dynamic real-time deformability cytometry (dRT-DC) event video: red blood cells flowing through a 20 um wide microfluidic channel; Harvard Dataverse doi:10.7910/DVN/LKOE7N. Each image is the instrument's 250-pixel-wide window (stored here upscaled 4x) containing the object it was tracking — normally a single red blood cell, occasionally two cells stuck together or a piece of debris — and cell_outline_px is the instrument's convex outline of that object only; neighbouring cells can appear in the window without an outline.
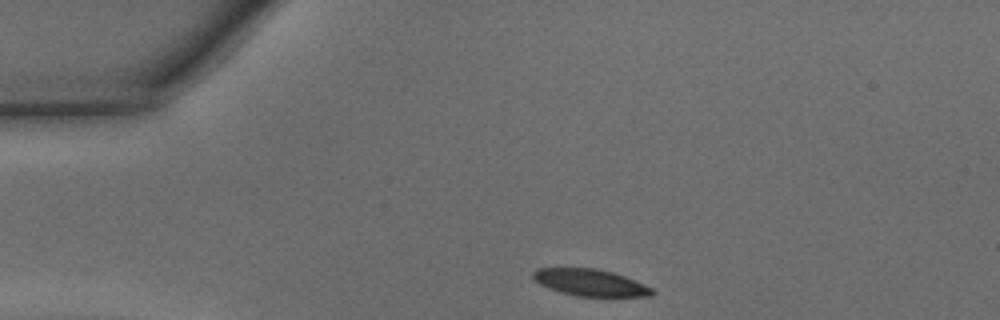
{"species": "common noctule bat (a hibernating species)", "species_latin": "Nyctalus noctula", "temperature_condition": "warm", "stored_images_in_passage": 28, "camera_frame_rate_fps": 3000, "um_per_image_px": 0.085, "animal": {"sex": "male", "body_mass_g": 15.6}, "frame": {"image": 1, "passage_image": 1, "time_ms": 0.0, "image_size_px": [1000, 320], "cell_outline_px": [[656, 292], [652, 296], [576, 296], [560, 292], [548, 288], [540, 284], [532, 276], [532, 272], [536, 268], [596, 268], [612, 272], [624, 276], [652, 288]], "centroid_in_image_um": [50.15, 24.02], "position_along_channel_um": 34.8, "area_um2": 18.5}}
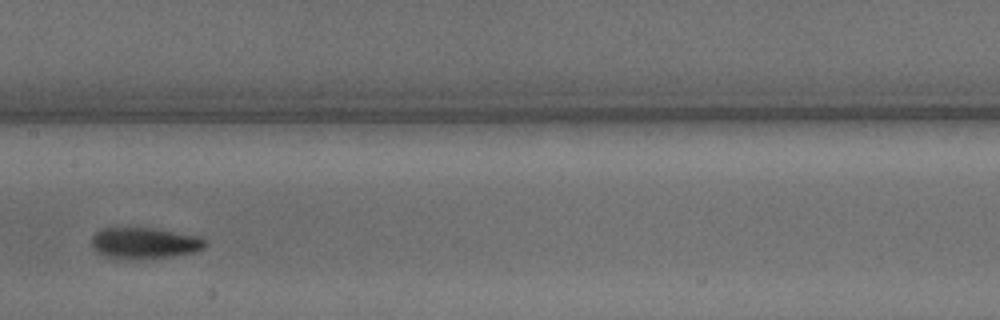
{"frame": {"image": 2, "passage_image": 15, "time_ms": 4.667, "image_size_px": [1000, 320], "cell_outline_px": [[208, 244], [204, 248], [192, 252], [172, 256], [132, 260], [112, 260], [104, 256], [92, 244], [92, 236], [96, 232], [104, 228], [156, 228], [204, 236]], "centroid_in_image_um": [12.33, 20.67], "position_along_channel_um": 195.1, "area_um2": 21.1}}
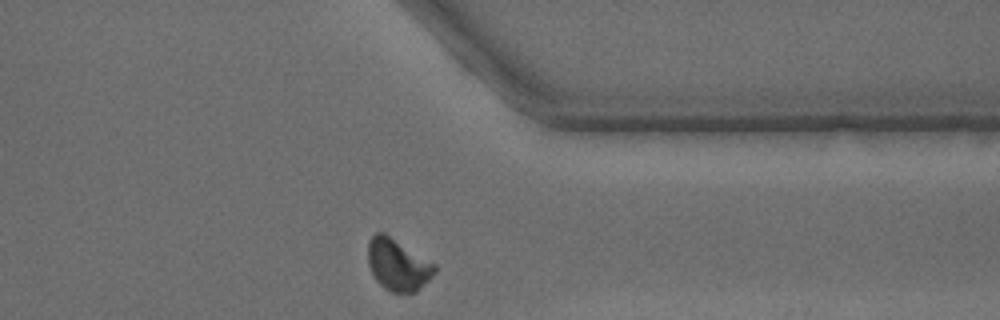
{"frame": {"image": 3, "passage_image": 28, "time_ms": 9.0, "image_size_px": [1000, 320], "cell_outline_px": [[436, 272], [416, 292], [392, 292], [384, 288], [376, 280], [368, 264], [368, 240], [376, 232], [384, 232], [436, 264]], "centroid_in_image_um": [33.81, 22.49], "position_along_channel_um": 377.6, "area_um2": 20.06}, "authors_computed_cell_mechanics": {"area_um2": 20.2878, "velocity_mm_per_s": 4.3237, "shape_relaxation_time_tau1_ms": 3.1175, "shape_relaxation_time_tau2_ms": 1.8316, "deformation_change_tau1": 0.1257, "deformation_change_tau2": 0.0694}}